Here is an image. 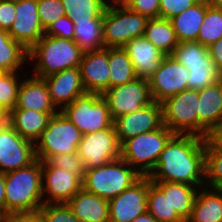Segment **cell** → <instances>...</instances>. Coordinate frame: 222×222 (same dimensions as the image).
I'll list each match as a JSON object with an SVG mask.
<instances>
[{"label": "cell", "mask_w": 222, "mask_h": 222, "mask_svg": "<svg viewBox=\"0 0 222 222\" xmlns=\"http://www.w3.org/2000/svg\"><path fill=\"white\" fill-rule=\"evenodd\" d=\"M152 182H175L202 187L205 182V144L203 137L175 134L160 154Z\"/></svg>", "instance_id": "6da1fadb"}, {"label": "cell", "mask_w": 222, "mask_h": 222, "mask_svg": "<svg viewBox=\"0 0 222 222\" xmlns=\"http://www.w3.org/2000/svg\"><path fill=\"white\" fill-rule=\"evenodd\" d=\"M5 214L36 211L42 203V161L35 159L18 170L4 173ZM41 200V201H40Z\"/></svg>", "instance_id": "7a4b0ae2"}, {"label": "cell", "mask_w": 222, "mask_h": 222, "mask_svg": "<svg viewBox=\"0 0 222 222\" xmlns=\"http://www.w3.org/2000/svg\"><path fill=\"white\" fill-rule=\"evenodd\" d=\"M83 54L74 40L45 34L28 51V60L37 59L35 76L45 78L65 69L79 67Z\"/></svg>", "instance_id": "3957f363"}, {"label": "cell", "mask_w": 222, "mask_h": 222, "mask_svg": "<svg viewBox=\"0 0 222 222\" xmlns=\"http://www.w3.org/2000/svg\"><path fill=\"white\" fill-rule=\"evenodd\" d=\"M141 177L136 169L119 158L101 167L87 169L82 185L86 192L109 201L130 188Z\"/></svg>", "instance_id": "277c9868"}, {"label": "cell", "mask_w": 222, "mask_h": 222, "mask_svg": "<svg viewBox=\"0 0 222 222\" xmlns=\"http://www.w3.org/2000/svg\"><path fill=\"white\" fill-rule=\"evenodd\" d=\"M174 135L163 124L157 130L131 137L121 144L120 158L136 169L141 176H148L157 164L166 144Z\"/></svg>", "instance_id": "5b68a950"}, {"label": "cell", "mask_w": 222, "mask_h": 222, "mask_svg": "<svg viewBox=\"0 0 222 222\" xmlns=\"http://www.w3.org/2000/svg\"><path fill=\"white\" fill-rule=\"evenodd\" d=\"M111 5L107 3L103 14L105 47H123L130 40L144 36L148 17L132 11L129 7Z\"/></svg>", "instance_id": "8992f818"}, {"label": "cell", "mask_w": 222, "mask_h": 222, "mask_svg": "<svg viewBox=\"0 0 222 222\" xmlns=\"http://www.w3.org/2000/svg\"><path fill=\"white\" fill-rule=\"evenodd\" d=\"M82 137L80 130L60 111L52 116L37 140L39 144H34L37 145L35 156L40 161H46L57 154L75 153Z\"/></svg>", "instance_id": "52a82bcc"}, {"label": "cell", "mask_w": 222, "mask_h": 222, "mask_svg": "<svg viewBox=\"0 0 222 222\" xmlns=\"http://www.w3.org/2000/svg\"><path fill=\"white\" fill-rule=\"evenodd\" d=\"M60 111L83 135L110 128L114 122L106 101L97 93L86 92Z\"/></svg>", "instance_id": "ba28073f"}, {"label": "cell", "mask_w": 222, "mask_h": 222, "mask_svg": "<svg viewBox=\"0 0 222 222\" xmlns=\"http://www.w3.org/2000/svg\"><path fill=\"white\" fill-rule=\"evenodd\" d=\"M161 104L163 124L174 134L198 136L197 90H183Z\"/></svg>", "instance_id": "9c48e42d"}, {"label": "cell", "mask_w": 222, "mask_h": 222, "mask_svg": "<svg viewBox=\"0 0 222 222\" xmlns=\"http://www.w3.org/2000/svg\"><path fill=\"white\" fill-rule=\"evenodd\" d=\"M101 96L106 101L113 120L154 102L148 79L145 78H136L123 85L110 87Z\"/></svg>", "instance_id": "30bf717a"}, {"label": "cell", "mask_w": 222, "mask_h": 222, "mask_svg": "<svg viewBox=\"0 0 222 222\" xmlns=\"http://www.w3.org/2000/svg\"><path fill=\"white\" fill-rule=\"evenodd\" d=\"M77 153L83 160L86 170L118 160L121 155V144L114 124L110 128L83 135Z\"/></svg>", "instance_id": "8fae6325"}, {"label": "cell", "mask_w": 222, "mask_h": 222, "mask_svg": "<svg viewBox=\"0 0 222 222\" xmlns=\"http://www.w3.org/2000/svg\"><path fill=\"white\" fill-rule=\"evenodd\" d=\"M189 70L172 55L164 57L158 69L148 78L153 100L162 103L187 89Z\"/></svg>", "instance_id": "7c38bea8"}, {"label": "cell", "mask_w": 222, "mask_h": 222, "mask_svg": "<svg viewBox=\"0 0 222 222\" xmlns=\"http://www.w3.org/2000/svg\"><path fill=\"white\" fill-rule=\"evenodd\" d=\"M35 159L34 143L22 138L6 120L0 126V172L18 170Z\"/></svg>", "instance_id": "4fadbf2b"}, {"label": "cell", "mask_w": 222, "mask_h": 222, "mask_svg": "<svg viewBox=\"0 0 222 222\" xmlns=\"http://www.w3.org/2000/svg\"><path fill=\"white\" fill-rule=\"evenodd\" d=\"M148 176L109 200V222H132L147 212Z\"/></svg>", "instance_id": "5bb4252c"}, {"label": "cell", "mask_w": 222, "mask_h": 222, "mask_svg": "<svg viewBox=\"0 0 222 222\" xmlns=\"http://www.w3.org/2000/svg\"><path fill=\"white\" fill-rule=\"evenodd\" d=\"M15 21L9 35L26 50H30L44 35L37 10V0H15Z\"/></svg>", "instance_id": "9a60e30c"}, {"label": "cell", "mask_w": 222, "mask_h": 222, "mask_svg": "<svg viewBox=\"0 0 222 222\" xmlns=\"http://www.w3.org/2000/svg\"><path fill=\"white\" fill-rule=\"evenodd\" d=\"M120 144L125 140L159 129L163 125L162 104L156 101L138 111L114 119Z\"/></svg>", "instance_id": "2e32d148"}, {"label": "cell", "mask_w": 222, "mask_h": 222, "mask_svg": "<svg viewBox=\"0 0 222 222\" xmlns=\"http://www.w3.org/2000/svg\"><path fill=\"white\" fill-rule=\"evenodd\" d=\"M45 179V180H44ZM44 181H46L44 183ZM42 191L50 197L43 203H67L82 188V180L66 170L51 167L42 161Z\"/></svg>", "instance_id": "e0dca14e"}, {"label": "cell", "mask_w": 222, "mask_h": 222, "mask_svg": "<svg viewBox=\"0 0 222 222\" xmlns=\"http://www.w3.org/2000/svg\"><path fill=\"white\" fill-rule=\"evenodd\" d=\"M79 69L85 91L102 95L109 88L108 47L85 52Z\"/></svg>", "instance_id": "ac0fdd59"}, {"label": "cell", "mask_w": 222, "mask_h": 222, "mask_svg": "<svg viewBox=\"0 0 222 222\" xmlns=\"http://www.w3.org/2000/svg\"><path fill=\"white\" fill-rule=\"evenodd\" d=\"M44 80L53 104L60 110L86 93L79 67L65 69Z\"/></svg>", "instance_id": "d6986e66"}, {"label": "cell", "mask_w": 222, "mask_h": 222, "mask_svg": "<svg viewBox=\"0 0 222 222\" xmlns=\"http://www.w3.org/2000/svg\"><path fill=\"white\" fill-rule=\"evenodd\" d=\"M123 49L127 52L138 78L148 79L166 56L144 36L130 40Z\"/></svg>", "instance_id": "ffe728a7"}, {"label": "cell", "mask_w": 222, "mask_h": 222, "mask_svg": "<svg viewBox=\"0 0 222 222\" xmlns=\"http://www.w3.org/2000/svg\"><path fill=\"white\" fill-rule=\"evenodd\" d=\"M198 136L203 137L210 128L222 124V79L198 90Z\"/></svg>", "instance_id": "44dd1931"}, {"label": "cell", "mask_w": 222, "mask_h": 222, "mask_svg": "<svg viewBox=\"0 0 222 222\" xmlns=\"http://www.w3.org/2000/svg\"><path fill=\"white\" fill-rule=\"evenodd\" d=\"M14 109L35 110L38 112H58L53 104L44 78L33 76L21 81L17 103Z\"/></svg>", "instance_id": "7402d4cb"}, {"label": "cell", "mask_w": 222, "mask_h": 222, "mask_svg": "<svg viewBox=\"0 0 222 222\" xmlns=\"http://www.w3.org/2000/svg\"><path fill=\"white\" fill-rule=\"evenodd\" d=\"M57 113L38 112L31 109H12L6 120L22 138L36 144L52 116Z\"/></svg>", "instance_id": "603a6c76"}, {"label": "cell", "mask_w": 222, "mask_h": 222, "mask_svg": "<svg viewBox=\"0 0 222 222\" xmlns=\"http://www.w3.org/2000/svg\"><path fill=\"white\" fill-rule=\"evenodd\" d=\"M66 204L81 222H109L108 200L88 193L83 188Z\"/></svg>", "instance_id": "cb8c5ba5"}, {"label": "cell", "mask_w": 222, "mask_h": 222, "mask_svg": "<svg viewBox=\"0 0 222 222\" xmlns=\"http://www.w3.org/2000/svg\"><path fill=\"white\" fill-rule=\"evenodd\" d=\"M208 7L209 5L204 0H199L182 13L169 19L179 43L197 41Z\"/></svg>", "instance_id": "d4e9b609"}, {"label": "cell", "mask_w": 222, "mask_h": 222, "mask_svg": "<svg viewBox=\"0 0 222 222\" xmlns=\"http://www.w3.org/2000/svg\"><path fill=\"white\" fill-rule=\"evenodd\" d=\"M147 212L158 222H183L169 199V182H152L148 177Z\"/></svg>", "instance_id": "484cf974"}, {"label": "cell", "mask_w": 222, "mask_h": 222, "mask_svg": "<svg viewBox=\"0 0 222 222\" xmlns=\"http://www.w3.org/2000/svg\"><path fill=\"white\" fill-rule=\"evenodd\" d=\"M205 187L196 194L188 222H222V191Z\"/></svg>", "instance_id": "4316f807"}, {"label": "cell", "mask_w": 222, "mask_h": 222, "mask_svg": "<svg viewBox=\"0 0 222 222\" xmlns=\"http://www.w3.org/2000/svg\"><path fill=\"white\" fill-rule=\"evenodd\" d=\"M144 37L166 56L172 55L179 44L172 24L166 18H149Z\"/></svg>", "instance_id": "83f0119b"}, {"label": "cell", "mask_w": 222, "mask_h": 222, "mask_svg": "<svg viewBox=\"0 0 222 222\" xmlns=\"http://www.w3.org/2000/svg\"><path fill=\"white\" fill-rule=\"evenodd\" d=\"M109 88L131 82L138 78L134 66L123 47H108Z\"/></svg>", "instance_id": "f1b7e54d"}, {"label": "cell", "mask_w": 222, "mask_h": 222, "mask_svg": "<svg viewBox=\"0 0 222 222\" xmlns=\"http://www.w3.org/2000/svg\"><path fill=\"white\" fill-rule=\"evenodd\" d=\"M73 22L74 41L84 53L105 48L103 41V20Z\"/></svg>", "instance_id": "f546056e"}, {"label": "cell", "mask_w": 222, "mask_h": 222, "mask_svg": "<svg viewBox=\"0 0 222 222\" xmlns=\"http://www.w3.org/2000/svg\"><path fill=\"white\" fill-rule=\"evenodd\" d=\"M28 59V50L16 42L7 30L0 29V72H17Z\"/></svg>", "instance_id": "4dcf8cb0"}, {"label": "cell", "mask_w": 222, "mask_h": 222, "mask_svg": "<svg viewBox=\"0 0 222 222\" xmlns=\"http://www.w3.org/2000/svg\"><path fill=\"white\" fill-rule=\"evenodd\" d=\"M182 64L189 70L187 89L202 90L222 79V75L210 54L205 58L204 62Z\"/></svg>", "instance_id": "1f68e13d"}, {"label": "cell", "mask_w": 222, "mask_h": 222, "mask_svg": "<svg viewBox=\"0 0 222 222\" xmlns=\"http://www.w3.org/2000/svg\"><path fill=\"white\" fill-rule=\"evenodd\" d=\"M66 15L73 21L103 20L106 0H61Z\"/></svg>", "instance_id": "d6a6232c"}, {"label": "cell", "mask_w": 222, "mask_h": 222, "mask_svg": "<svg viewBox=\"0 0 222 222\" xmlns=\"http://www.w3.org/2000/svg\"><path fill=\"white\" fill-rule=\"evenodd\" d=\"M197 192L195 186L169 182V199L172 209H175L183 220L190 218Z\"/></svg>", "instance_id": "836d02e7"}, {"label": "cell", "mask_w": 222, "mask_h": 222, "mask_svg": "<svg viewBox=\"0 0 222 222\" xmlns=\"http://www.w3.org/2000/svg\"><path fill=\"white\" fill-rule=\"evenodd\" d=\"M222 37V8L209 6L200 27L197 41L205 47H209Z\"/></svg>", "instance_id": "e575fe53"}, {"label": "cell", "mask_w": 222, "mask_h": 222, "mask_svg": "<svg viewBox=\"0 0 222 222\" xmlns=\"http://www.w3.org/2000/svg\"><path fill=\"white\" fill-rule=\"evenodd\" d=\"M17 72H0V105L9 113L15 108L21 82H17Z\"/></svg>", "instance_id": "d590c367"}, {"label": "cell", "mask_w": 222, "mask_h": 222, "mask_svg": "<svg viewBox=\"0 0 222 222\" xmlns=\"http://www.w3.org/2000/svg\"><path fill=\"white\" fill-rule=\"evenodd\" d=\"M208 55V47L196 41L180 42L172 54L180 63L204 62Z\"/></svg>", "instance_id": "8d00e7d4"}, {"label": "cell", "mask_w": 222, "mask_h": 222, "mask_svg": "<svg viewBox=\"0 0 222 222\" xmlns=\"http://www.w3.org/2000/svg\"><path fill=\"white\" fill-rule=\"evenodd\" d=\"M46 162L51 167L63 169L77 175L82 181L85 178V164L77 152L57 154L49 157Z\"/></svg>", "instance_id": "74e56055"}, {"label": "cell", "mask_w": 222, "mask_h": 222, "mask_svg": "<svg viewBox=\"0 0 222 222\" xmlns=\"http://www.w3.org/2000/svg\"><path fill=\"white\" fill-rule=\"evenodd\" d=\"M204 179L206 182L205 186H208V188H222V153L205 152Z\"/></svg>", "instance_id": "f35d334b"}, {"label": "cell", "mask_w": 222, "mask_h": 222, "mask_svg": "<svg viewBox=\"0 0 222 222\" xmlns=\"http://www.w3.org/2000/svg\"><path fill=\"white\" fill-rule=\"evenodd\" d=\"M42 222H81L66 203H44L39 208Z\"/></svg>", "instance_id": "ab89813d"}, {"label": "cell", "mask_w": 222, "mask_h": 222, "mask_svg": "<svg viewBox=\"0 0 222 222\" xmlns=\"http://www.w3.org/2000/svg\"><path fill=\"white\" fill-rule=\"evenodd\" d=\"M37 10L44 30L60 17L66 15L61 0H37Z\"/></svg>", "instance_id": "60d3db41"}, {"label": "cell", "mask_w": 222, "mask_h": 222, "mask_svg": "<svg viewBox=\"0 0 222 222\" xmlns=\"http://www.w3.org/2000/svg\"><path fill=\"white\" fill-rule=\"evenodd\" d=\"M197 2L198 0H160L159 17L170 19Z\"/></svg>", "instance_id": "b9f144b4"}, {"label": "cell", "mask_w": 222, "mask_h": 222, "mask_svg": "<svg viewBox=\"0 0 222 222\" xmlns=\"http://www.w3.org/2000/svg\"><path fill=\"white\" fill-rule=\"evenodd\" d=\"M48 36L74 40V22L67 15L60 17L45 30Z\"/></svg>", "instance_id": "7bdbcfd3"}, {"label": "cell", "mask_w": 222, "mask_h": 222, "mask_svg": "<svg viewBox=\"0 0 222 222\" xmlns=\"http://www.w3.org/2000/svg\"><path fill=\"white\" fill-rule=\"evenodd\" d=\"M159 5L160 0H133L128 7L148 18H159Z\"/></svg>", "instance_id": "ee69618b"}, {"label": "cell", "mask_w": 222, "mask_h": 222, "mask_svg": "<svg viewBox=\"0 0 222 222\" xmlns=\"http://www.w3.org/2000/svg\"><path fill=\"white\" fill-rule=\"evenodd\" d=\"M203 140L205 152L222 153V124L208 129L203 136Z\"/></svg>", "instance_id": "f6af8a7d"}, {"label": "cell", "mask_w": 222, "mask_h": 222, "mask_svg": "<svg viewBox=\"0 0 222 222\" xmlns=\"http://www.w3.org/2000/svg\"><path fill=\"white\" fill-rule=\"evenodd\" d=\"M15 11V0H0V29H10L15 21Z\"/></svg>", "instance_id": "bcb514c9"}, {"label": "cell", "mask_w": 222, "mask_h": 222, "mask_svg": "<svg viewBox=\"0 0 222 222\" xmlns=\"http://www.w3.org/2000/svg\"><path fill=\"white\" fill-rule=\"evenodd\" d=\"M1 222H42L39 210L3 214Z\"/></svg>", "instance_id": "7dc6e473"}, {"label": "cell", "mask_w": 222, "mask_h": 222, "mask_svg": "<svg viewBox=\"0 0 222 222\" xmlns=\"http://www.w3.org/2000/svg\"><path fill=\"white\" fill-rule=\"evenodd\" d=\"M208 52L222 75V37L208 47Z\"/></svg>", "instance_id": "c3c4849f"}, {"label": "cell", "mask_w": 222, "mask_h": 222, "mask_svg": "<svg viewBox=\"0 0 222 222\" xmlns=\"http://www.w3.org/2000/svg\"><path fill=\"white\" fill-rule=\"evenodd\" d=\"M0 213L5 214V178L0 172Z\"/></svg>", "instance_id": "681fc988"}, {"label": "cell", "mask_w": 222, "mask_h": 222, "mask_svg": "<svg viewBox=\"0 0 222 222\" xmlns=\"http://www.w3.org/2000/svg\"><path fill=\"white\" fill-rule=\"evenodd\" d=\"M132 222H158L149 212L136 217Z\"/></svg>", "instance_id": "f907efd6"}, {"label": "cell", "mask_w": 222, "mask_h": 222, "mask_svg": "<svg viewBox=\"0 0 222 222\" xmlns=\"http://www.w3.org/2000/svg\"><path fill=\"white\" fill-rule=\"evenodd\" d=\"M115 7L116 6H120V7H128L129 4L133 1V0H111Z\"/></svg>", "instance_id": "816d5d0a"}, {"label": "cell", "mask_w": 222, "mask_h": 222, "mask_svg": "<svg viewBox=\"0 0 222 222\" xmlns=\"http://www.w3.org/2000/svg\"><path fill=\"white\" fill-rule=\"evenodd\" d=\"M209 6L222 8V0H204Z\"/></svg>", "instance_id": "f5cc1de1"}, {"label": "cell", "mask_w": 222, "mask_h": 222, "mask_svg": "<svg viewBox=\"0 0 222 222\" xmlns=\"http://www.w3.org/2000/svg\"><path fill=\"white\" fill-rule=\"evenodd\" d=\"M0 113L7 119L8 112L0 105Z\"/></svg>", "instance_id": "db71d44e"}, {"label": "cell", "mask_w": 222, "mask_h": 222, "mask_svg": "<svg viewBox=\"0 0 222 222\" xmlns=\"http://www.w3.org/2000/svg\"><path fill=\"white\" fill-rule=\"evenodd\" d=\"M6 121V118L0 113V126Z\"/></svg>", "instance_id": "11a10c76"}, {"label": "cell", "mask_w": 222, "mask_h": 222, "mask_svg": "<svg viewBox=\"0 0 222 222\" xmlns=\"http://www.w3.org/2000/svg\"><path fill=\"white\" fill-rule=\"evenodd\" d=\"M2 217H3V214H2V213H0V222H1V220H2Z\"/></svg>", "instance_id": "9f6ffc18"}]
</instances>
